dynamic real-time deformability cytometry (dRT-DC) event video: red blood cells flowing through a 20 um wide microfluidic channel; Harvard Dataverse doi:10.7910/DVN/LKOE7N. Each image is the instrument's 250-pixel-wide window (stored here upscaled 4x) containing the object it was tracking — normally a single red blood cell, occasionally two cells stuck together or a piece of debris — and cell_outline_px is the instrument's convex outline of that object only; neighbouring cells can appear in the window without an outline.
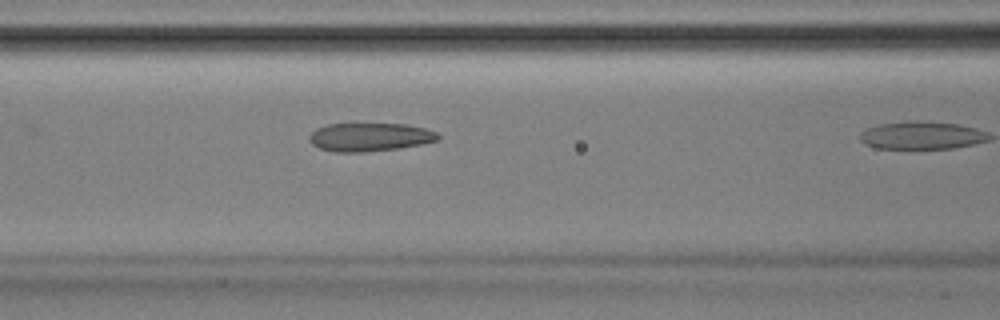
{"species": "Egyptian fruit bat (a non-hibernating species)", "species_latin": "Rousettus aegyptiacus", "temperature_condition": "room temperature", "stored_images_in_passage": 10, "camera_frame_rate_fps": 3000, "um_per_image_px": 0.085, "animal": {"sex": "male"}, "frame": {"image": 1, "passage_image": 6, "time_ms": 1.667, "image_size_px": [1000, 320], "cell_outline_px": [[440, 140], [420, 144], [396, 148], [364, 152], [336, 152], [320, 148], [312, 144], [308, 140], [308, 136], [316, 128], [328, 124], [404, 124], [424, 128], [436, 132], [440, 136]], "centroid_in_image_um": [31.4, 11.65], "position_along_channel_um": 135.2, "area_um2": 21.15}}